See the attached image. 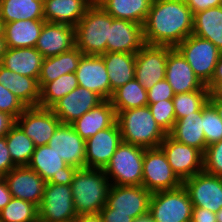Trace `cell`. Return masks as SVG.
I'll return each instance as SVG.
<instances>
[{
  "instance_id": "1",
  "label": "cell",
  "mask_w": 222,
  "mask_h": 222,
  "mask_svg": "<svg viewBox=\"0 0 222 222\" xmlns=\"http://www.w3.org/2000/svg\"><path fill=\"white\" fill-rule=\"evenodd\" d=\"M193 13L185 0H153L145 23V44L176 47L193 33Z\"/></svg>"
},
{
  "instance_id": "2",
  "label": "cell",
  "mask_w": 222,
  "mask_h": 222,
  "mask_svg": "<svg viewBox=\"0 0 222 222\" xmlns=\"http://www.w3.org/2000/svg\"><path fill=\"white\" fill-rule=\"evenodd\" d=\"M110 186V181L103 169H77L71 183L77 215L100 213L107 203Z\"/></svg>"
},
{
  "instance_id": "3",
  "label": "cell",
  "mask_w": 222,
  "mask_h": 222,
  "mask_svg": "<svg viewBox=\"0 0 222 222\" xmlns=\"http://www.w3.org/2000/svg\"><path fill=\"white\" fill-rule=\"evenodd\" d=\"M116 121L123 142L146 149L160 147L167 135L156 123L148 105L120 111Z\"/></svg>"
},
{
  "instance_id": "4",
  "label": "cell",
  "mask_w": 222,
  "mask_h": 222,
  "mask_svg": "<svg viewBox=\"0 0 222 222\" xmlns=\"http://www.w3.org/2000/svg\"><path fill=\"white\" fill-rule=\"evenodd\" d=\"M112 16L94 3L75 26L76 47L83 55L106 53Z\"/></svg>"
},
{
  "instance_id": "5",
  "label": "cell",
  "mask_w": 222,
  "mask_h": 222,
  "mask_svg": "<svg viewBox=\"0 0 222 222\" xmlns=\"http://www.w3.org/2000/svg\"><path fill=\"white\" fill-rule=\"evenodd\" d=\"M146 148L121 142L103 169L111 185H142Z\"/></svg>"
},
{
  "instance_id": "6",
  "label": "cell",
  "mask_w": 222,
  "mask_h": 222,
  "mask_svg": "<svg viewBox=\"0 0 222 222\" xmlns=\"http://www.w3.org/2000/svg\"><path fill=\"white\" fill-rule=\"evenodd\" d=\"M192 210L193 204L183 185L151 195L149 214L154 222H189Z\"/></svg>"
},
{
  "instance_id": "7",
  "label": "cell",
  "mask_w": 222,
  "mask_h": 222,
  "mask_svg": "<svg viewBox=\"0 0 222 222\" xmlns=\"http://www.w3.org/2000/svg\"><path fill=\"white\" fill-rule=\"evenodd\" d=\"M189 63L194 74L207 85L222 52L211 42L193 34L175 47Z\"/></svg>"
},
{
  "instance_id": "8",
  "label": "cell",
  "mask_w": 222,
  "mask_h": 222,
  "mask_svg": "<svg viewBox=\"0 0 222 222\" xmlns=\"http://www.w3.org/2000/svg\"><path fill=\"white\" fill-rule=\"evenodd\" d=\"M182 181L173 172L163 150L149 148L144 151L142 186L149 192L174 190L182 186Z\"/></svg>"
},
{
  "instance_id": "9",
  "label": "cell",
  "mask_w": 222,
  "mask_h": 222,
  "mask_svg": "<svg viewBox=\"0 0 222 222\" xmlns=\"http://www.w3.org/2000/svg\"><path fill=\"white\" fill-rule=\"evenodd\" d=\"M39 222H69L76 218L71 185L46 183L38 206Z\"/></svg>"
},
{
  "instance_id": "10",
  "label": "cell",
  "mask_w": 222,
  "mask_h": 222,
  "mask_svg": "<svg viewBox=\"0 0 222 222\" xmlns=\"http://www.w3.org/2000/svg\"><path fill=\"white\" fill-rule=\"evenodd\" d=\"M38 173L46 182L71 185L78 168L68 165L48 145L37 146L27 165Z\"/></svg>"
},
{
  "instance_id": "11",
  "label": "cell",
  "mask_w": 222,
  "mask_h": 222,
  "mask_svg": "<svg viewBox=\"0 0 222 222\" xmlns=\"http://www.w3.org/2000/svg\"><path fill=\"white\" fill-rule=\"evenodd\" d=\"M152 193L142 185H111L107 195V205L113 213L138 217L149 213Z\"/></svg>"
},
{
  "instance_id": "12",
  "label": "cell",
  "mask_w": 222,
  "mask_h": 222,
  "mask_svg": "<svg viewBox=\"0 0 222 222\" xmlns=\"http://www.w3.org/2000/svg\"><path fill=\"white\" fill-rule=\"evenodd\" d=\"M160 148L182 182L203 171V153L200 150L176 141L169 134L161 142Z\"/></svg>"
},
{
  "instance_id": "13",
  "label": "cell",
  "mask_w": 222,
  "mask_h": 222,
  "mask_svg": "<svg viewBox=\"0 0 222 222\" xmlns=\"http://www.w3.org/2000/svg\"><path fill=\"white\" fill-rule=\"evenodd\" d=\"M193 207H201L217 213L222 209V176L204 171L183 181Z\"/></svg>"
},
{
  "instance_id": "14",
  "label": "cell",
  "mask_w": 222,
  "mask_h": 222,
  "mask_svg": "<svg viewBox=\"0 0 222 222\" xmlns=\"http://www.w3.org/2000/svg\"><path fill=\"white\" fill-rule=\"evenodd\" d=\"M15 123L37 147L48 144L61 121L50 108L37 106L27 107L15 120Z\"/></svg>"
},
{
  "instance_id": "15",
  "label": "cell",
  "mask_w": 222,
  "mask_h": 222,
  "mask_svg": "<svg viewBox=\"0 0 222 222\" xmlns=\"http://www.w3.org/2000/svg\"><path fill=\"white\" fill-rule=\"evenodd\" d=\"M168 46L145 44L135 54V79L148 90L165 79Z\"/></svg>"
},
{
  "instance_id": "16",
  "label": "cell",
  "mask_w": 222,
  "mask_h": 222,
  "mask_svg": "<svg viewBox=\"0 0 222 222\" xmlns=\"http://www.w3.org/2000/svg\"><path fill=\"white\" fill-rule=\"evenodd\" d=\"M122 142L117 121L85 140L86 168L104 169Z\"/></svg>"
},
{
  "instance_id": "17",
  "label": "cell",
  "mask_w": 222,
  "mask_h": 222,
  "mask_svg": "<svg viewBox=\"0 0 222 222\" xmlns=\"http://www.w3.org/2000/svg\"><path fill=\"white\" fill-rule=\"evenodd\" d=\"M3 178L13 198L40 205L47 182L33 169L28 166H16Z\"/></svg>"
},
{
  "instance_id": "18",
  "label": "cell",
  "mask_w": 222,
  "mask_h": 222,
  "mask_svg": "<svg viewBox=\"0 0 222 222\" xmlns=\"http://www.w3.org/2000/svg\"><path fill=\"white\" fill-rule=\"evenodd\" d=\"M47 145L68 165L86 168L85 140L71 124L61 123Z\"/></svg>"
},
{
  "instance_id": "19",
  "label": "cell",
  "mask_w": 222,
  "mask_h": 222,
  "mask_svg": "<svg viewBox=\"0 0 222 222\" xmlns=\"http://www.w3.org/2000/svg\"><path fill=\"white\" fill-rule=\"evenodd\" d=\"M78 85L109 100L113 94L107 69L101 55H82L75 71Z\"/></svg>"
},
{
  "instance_id": "20",
  "label": "cell",
  "mask_w": 222,
  "mask_h": 222,
  "mask_svg": "<svg viewBox=\"0 0 222 222\" xmlns=\"http://www.w3.org/2000/svg\"><path fill=\"white\" fill-rule=\"evenodd\" d=\"M103 101L104 99L97 93L78 86L57 101L50 109L61 123L71 124Z\"/></svg>"
},
{
  "instance_id": "21",
  "label": "cell",
  "mask_w": 222,
  "mask_h": 222,
  "mask_svg": "<svg viewBox=\"0 0 222 222\" xmlns=\"http://www.w3.org/2000/svg\"><path fill=\"white\" fill-rule=\"evenodd\" d=\"M144 45L143 25L112 17L106 52L136 54Z\"/></svg>"
},
{
  "instance_id": "22",
  "label": "cell",
  "mask_w": 222,
  "mask_h": 222,
  "mask_svg": "<svg viewBox=\"0 0 222 222\" xmlns=\"http://www.w3.org/2000/svg\"><path fill=\"white\" fill-rule=\"evenodd\" d=\"M165 79L171 85L174 94L201 90L205 86L181 53L170 46H168Z\"/></svg>"
},
{
  "instance_id": "23",
  "label": "cell",
  "mask_w": 222,
  "mask_h": 222,
  "mask_svg": "<svg viewBox=\"0 0 222 222\" xmlns=\"http://www.w3.org/2000/svg\"><path fill=\"white\" fill-rule=\"evenodd\" d=\"M75 46V27L46 21L35 48L46 58L70 51Z\"/></svg>"
},
{
  "instance_id": "24",
  "label": "cell",
  "mask_w": 222,
  "mask_h": 222,
  "mask_svg": "<svg viewBox=\"0 0 222 222\" xmlns=\"http://www.w3.org/2000/svg\"><path fill=\"white\" fill-rule=\"evenodd\" d=\"M94 3L95 0H44V19L75 27Z\"/></svg>"
},
{
  "instance_id": "25",
  "label": "cell",
  "mask_w": 222,
  "mask_h": 222,
  "mask_svg": "<svg viewBox=\"0 0 222 222\" xmlns=\"http://www.w3.org/2000/svg\"><path fill=\"white\" fill-rule=\"evenodd\" d=\"M116 119L117 115L110 100H104L79 119H76L71 125L84 140H87L98 131L111 127Z\"/></svg>"
},
{
  "instance_id": "26",
  "label": "cell",
  "mask_w": 222,
  "mask_h": 222,
  "mask_svg": "<svg viewBox=\"0 0 222 222\" xmlns=\"http://www.w3.org/2000/svg\"><path fill=\"white\" fill-rule=\"evenodd\" d=\"M44 57L35 47L8 48L0 61V65L23 76L38 81Z\"/></svg>"
},
{
  "instance_id": "27",
  "label": "cell",
  "mask_w": 222,
  "mask_h": 222,
  "mask_svg": "<svg viewBox=\"0 0 222 222\" xmlns=\"http://www.w3.org/2000/svg\"><path fill=\"white\" fill-rule=\"evenodd\" d=\"M169 135L176 141L200 150L207 148L203 132V107L190 115L176 120Z\"/></svg>"
},
{
  "instance_id": "28",
  "label": "cell",
  "mask_w": 222,
  "mask_h": 222,
  "mask_svg": "<svg viewBox=\"0 0 222 222\" xmlns=\"http://www.w3.org/2000/svg\"><path fill=\"white\" fill-rule=\"evenodd\" d=\"M0 84L19 98L26 107L39 106L40 88L35 78L17 74L0 65Z\"/></svg>"
},
{
  "instance_id": "29",
  "label": "cell",
  "mask_w": 222,
  "mask_h": 222,
  "mask_svg": "<svg viewBox=\"0 0 222 222\" xmlns=\"http://www.w3.org/2000/svg\"><path fill=\"white\" fill-rule=\"evenodd\" d=\"M83 53L75 46L70 51L43 59L38 78L39 88L62 75L74 73Z\"/></svg>"
},
{
  "instance_id": "30",
  "label": "cell",
  "mask_w": 222,
  "mask_h": 222,
  "mask_svg": "<svg viewBox=\"0 0 222 222\" xmlns=\"http://www.w3.org/2000/svg\"><path fill=\"white\" fill-rule=\"evenodd\" d=\"M45 20H18L4 23V37L8 48L35 47Z\"/></svg>"
},
{
  "instance_id": "31",
  "label": "cell",
  "mask_w": 222,
  "mask_h": 222,
  "mask_svg": "<svg viewBox=\"0 0 222 222\" xmlns=\"http://www.w3.org/2000/svg\"><path fill=\"white\" fill-rule=\"evenodd\" d=\"M153 0H95L106 13L143 25Z\"/></svg>"
},
{
  "instance_id": "32",
  "label": "cell",
  "mask_w": 222,
  "mask_h": 222,
  "mask_svg": "<svg viewBox=\"0 0 222 222\" xmlns=\"http://www.w3.org/2000/svg\"><path fill=\"white\" fill-rule=\"evenodd\" d=\"M101 56L107 69L112 91L135 78V54L106 52Z\"/></svg>"
},
{
  "instance_id": "33",
  "label": "cell",
  "mask_w": 222,
  "mask_h": 222,
  "mask_svg": "<svg viewBox=\"0 0 222 222\" xmlns=\"http://www.w3.org/2000/svg\"><path fill=\"white\" fill-rule=\"evenodd\" d=\"M193 35L211 41L222 52V8H208L194 14Z\"/></svg>"
},
{
  "instance_id": "34",
  "label": "cell",
  "mask_w": 222,
  "mask_h": 222,
  "mask_svg": "<svg viewBox=\"0 0 222 222\" xmlns=\"http://www.w3.org/2000/svg\"><path fill=\"white\" fill-rule=\"evenodd\" d=\"M44 1L0 0V18L4 23L18 20H45Z\"/></svg>"
},
{
  "instance_id": "35",
  "label": "cell",
  "mask_w": 222,
  "mask_h": 222,
  "mask_svg": "<svg viewBox=\"0 0 222 222\" xmlns=\"http://www.w3.org/2000/svg\"><path fill=\"white\" fill-rule=\"evenodd\" d=\"M109 100L116 115L120 111L148 105L147 90L135 78L113 91Z\"/></svg>"
},
{
  "instance_id": "36",
  "label": "cell",
  "mask_w": 222,
  "mask_h": 222,
  "mask_svg": "<svg viewBox=\"0 0 222 222\" xmlns=\"http://www.w3.org/2000/svg\"><path fill=\"white\" fill-rule=\"evenodd\" d=\"M5 137L13 164L15 166H27L35 149L33 140L16 123Z\"/></svg>"
},
{
  "instance_id": "37",
  "label": "cell",
  "mask_w": 222,
  "mask_h": 222,
  "mask_svg": "<svg viewBox=\"0 0 222 222\" xmlns=\"http://www.w3.org/2000/svg\"><path fill=\"white\" fill-rule=\"evenodd\" d=\"M75 72L60 76L40 89L39 107L51 108L62 97L78 87Z\"/></svg>"
},
{
  "instance_id": "38",
  "label": "cell",
  "mask_w": 222,
  "mask_h": 222,
  "mask_svg": "<svg viewBox=\"0 0 222 222\" xmlns=\"http://www.w3.org/2000/svg\"><path fill=\"white\" fill-rule=\"evenodd\" d=\"M0 222H39L38 206L26 200L12 198L0 211Z\"/></svg>"
},
{
  "instance_id": "39",
  "label": "cell",
  "mask_w": 222,
  "mask_h": 222,
  "mask_svg": "<svg viewBox=\"0 0 222 222\" xmlns=\"http://www.w3.org/2000/svg\"><path fill=\"white\" fill-rule=\"evenodd\" d=\"M172 101L178 120L199 111L209 101V90L205 85L201 90L175 94Z\"/></svg>"
},
{
  "instance_id": "40",
  "label": "cell",
  "mask_w": 222,
  "mask_h": 222,
  "mask_svg": "<svg viewBox=\"0 0 222 222\" xmlns=\"http://www.w3.org/2000/svg\"><path fill=\"white\" fill-rule=\"evenodd\" d=\"M203 132L206 146L222 140V120L209 101L203 106Z\"/></svg>"
},
{
  "instance_id": "41",
  "label": "cell",
  "mask_w": 222,
  "mask_h": 222,
  "mask_svg": "<svg viewBox=\"0 0 222 222\" xmlns=\"http://www.w3.org/2000/svg\"><path fill=\"white\" fill-rule=\"evenodd\" d=\"M153 118L162 130L169 134L176 122L174 105L172 99L161 100L157 103H148Z\"/></svg>"
},
{
  "instance_id": "42",
  "label": "cell",
  "mask_w": 222,
  "mask_h": 222,
  "mask_svg": "<svg viewBox=\"0 0 222 222\" xmlns=\"http://www.w3.org/2000/svg\"><path fill=\"white\" fill-rule=\"evenodd\" d=\"M203 171L222 176V140L207 146L203 154Z\"/></svg>"
},
{
  "instance_id": "43",
  "label": "cell",
  "mask_w": 222,
  "mask_h": 222,
  "mask_svg": "<svg viewBox=\"0 0 222 222\" xmlns=\"http://www.w3.org/2000/svg\"><path fill=\"white\" fill-rule=\"evenodd\" d=\"M27 107L11 91L0 84V111L9 114L15 120Z\"/></svg>"
},
{
  "instance_id": "44",
  "label": "cell",
  "mask_w": 222,
  "mask_h": 222,
  "mask_svg": "<svg viewBox=\"0 0 222 222\" xmlns=\"http://www.w3.org/2000/svg\"><path fill=\"white\" fill-rule=\"evenodd\" d=\"M174 92L166 79L158 81L147 90L148 103H157L161 100L173 99Z\"/></svg>"
},
{
  "instance_id": "45",
  "label": "cell",
  "mask_w": 222,
  "mask_h": 222,
  "mask_svg": "<svg viewBox=\"0 0 222 222\" xmlns=\"http://www.w3.org/2000/svg\"><path fill=\"white\" fill-rule=\"evenodd\" d=\"M15 167L7 148L6 137H0V175L3 177Z\"/></svg>"
},
{
  "instance_id": "46",
  "label": "cell",
  "mask_w": 222,
  "mask_h": 222,
  "mask_svg": "<svg viewBox=\"0 0 222 222\" xmlns=\"http://www.w3.org/2000/svg\"><path fill=\"white\" fill-rule=\"evenodd\" d=\"M103 222H134L135 219L128 214L113 213L107 204L101 209L100 213Z\"/></svg>"
},
{
  "instance_id": "47",
  "label": "cell",
  "mask_w": 222,
  "mask_h": 222,
  "mask_svg": "<svg viewBox=\"0 0 222 222\" xmlns=\"http://www.w3.org/2000/svg\"><path fill=\"white\" fill-rule=\"evenodd\" d=\"M221 0H185L193 15L208 8L218 7Z\"/></svg>"
},
{
  "instance_id": "48",
  "label": "cell",
  "mask_w": 222,
  "mask_h": 222,
  "mask_svg": "<svg viewBox=\"0 0 222 222\" xmlns=\"http://www.w3.org/2000/svg\"><path fill=\"white\" fill-rule=\"evenodd\" d=\"M192 222H217L216 213L201 207H193Z\"/></svg>"
},
{
  "instance_id": "49",
  "label": "cell",
  "mask_w": 222,
  "mask_h": 222,
  "mask_svg": "<svg viewBox=\"0 0 222 222\" xmlns=\"http://www.w3.org/2000/svg\"><path fill=\"white\" fill-rule=\"evenodd\" d=\"M206 87L209 90V100H222V79L211 80Z\"/></svg>"
},
{
  "instance_id": "50",
  "label": "cell",
  "mask_w": 222,
  "mask_h": 222,
  "mask_svg": "<svg viewBox=\"0 0 222 222\" xmlns=\"http://www.w3.org/2000/svg\"><path fill=\"white\" fill-rule=\"evenodd\" d=\"M12 194L3 177L0 178V211L11 201Z\"/></svg>"
},
{
  "instance_id": "51",
  "label": "cell",
  "mask_w": 222,
  "mask_h": 222,
  "mask_svg": "<svg viewBox=\"0 0 222 222\" xmlns=\"http://www.w3.org/2000/svg\"><path fill=\"white\" fill-rule=\"evenodd\" d=\"M15 124V119L7 113L0 111V137L5 136Z\"/></svg>"
},
{
  "instance_id": "52",
  "label": "cell",
  "mask_w": 222,
  "mask_h": 222,
  "mask_svg": "<svg viewBox=\"0 0 222 222\" xmlns=\"http://www.w3.org/2000/svg\"><path fill=\"white\" fill-rule=\"evenodd\" d=\"M75 222H103L101 215L98 214H79L74 219Z\"/></svg>"
},
{
  "instance_id": "53",
  "label": "cell",
  "mask_w": 222,
  "mask_h": 222,
  "mask_svg": "<svg viewBox=\"0 0 222 222\" xmlns=\"http://www.w3.org/2000/svg\"><path fill=\"white\" fill-rule=\"evenodd\" d=\"M222 79V55L220 56L216 67L215 72L211 80H221Z\"/></svg>"
},
{
  "instance_id": "54",
  "label": "cell",
  "mask_w": 222,
  "mask_h": 222,
  "mask_svg": "<svg viewBox=\"0 0 222 222\" xmlns=\"http://www.w3.org/2000/svg\"><path fill=\"white\" fill-rule=\"evenodd\" d=\"M209 103L216 109L218 116L222 120V100H209Z\"/></svg>"
},
{
  "instance_id": "55",
  "label": "cell",
  "mask_w": 222,
  "mask_h": 222,
  "mask_svg": "<svg viewBox=\"0 0 222 222\" xmlns=\"http://www.w3.org/2000/svg\"><path fill=\"white\" fill-rule=\"evenodd\" d=\"M8 46L7 42L5 41L4 35L0 36V61L4 54L7 52Z\"/></svg>"
},
{
  "instance_id": "56",
  "label": "cell",
  "mask_w": 222,
  "mask_h": 222,
  "mask_svg": "<svg viewBox=\"0 0 222 222\" xmlns=\"http://www.w3.org/2000/svg\"><path fill=\"white\" fill-rule=\"evenodd\" d=\"M134 222H154V221L152 216L149 213H147L135 219Z\"/></svg>"
},
{
  "instance_id": "57",
  "label": "cell",
  "mask_w": 222,
  "mask_h": 222,
  "mask_svg": "<svg viewBox=\"0 0 222 222\" xmlns=\"http://www.w3.org/2000/svg\"><path fill=\"white\" fill-rule=\"evenodd\" d=\"M217 222H222V209L216 213Z\"/></svg>"
},
{
  "instance_id": "58",
  "label": "cell",
  "mask_w": 222,
  "mask_h": 222,
  "mask_svg": "<svg viewBox=\"0 0 222 222\" xmlns=\"http://www.w3.org/2000/svg\"><path fill=\"white\" fill-rule=\"evenodd\" d=\"M4 35V22L0 18V36Z\"/></svg>"
}]
</instances>
